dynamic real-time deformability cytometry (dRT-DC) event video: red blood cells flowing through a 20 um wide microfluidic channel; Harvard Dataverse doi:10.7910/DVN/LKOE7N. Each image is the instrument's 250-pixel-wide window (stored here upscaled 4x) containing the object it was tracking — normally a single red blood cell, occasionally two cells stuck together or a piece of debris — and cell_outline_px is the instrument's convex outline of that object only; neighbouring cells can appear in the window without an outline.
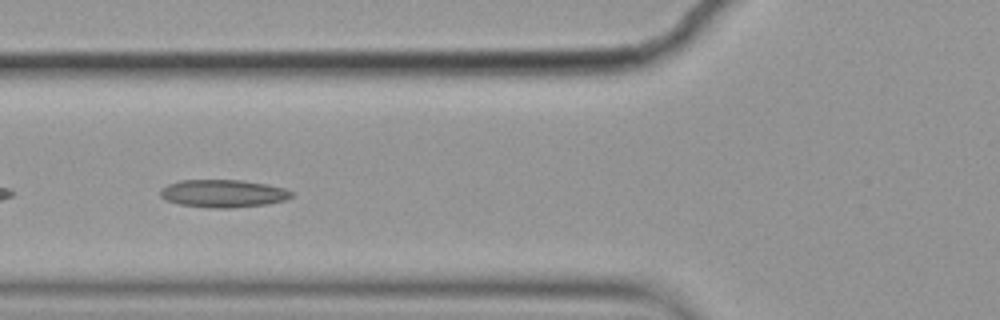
{"species": "common noctule bat (a hibernating species)", "species_latin": "Nyctalus noctula", "temperature_condition": "cold", "stored_images_in_passage": 5, "camera_frame_rate_fps": 3000, "um_per_image_px": 0.085, "animal": {"sex": "female", "body_mass_g": 19.9}, "frame": {"image": 1, "passage_image": 5, "time_ms": 1.333, "image_size_px": [1000, 320], "cell_outline_px": [[292, 196], [284, 200], [268, 204], [232, 208], [212, 208], [180, 204], [164, 200], [160, 196], [160, 188], [168, 184], [180, 180], [244, 180], [268, 184], [284, 188], [292, 192]], "centroid_in_image_um": [18.95, 16.44], "position_along_channel_um": 106.9, "area_um2": 21.33}}